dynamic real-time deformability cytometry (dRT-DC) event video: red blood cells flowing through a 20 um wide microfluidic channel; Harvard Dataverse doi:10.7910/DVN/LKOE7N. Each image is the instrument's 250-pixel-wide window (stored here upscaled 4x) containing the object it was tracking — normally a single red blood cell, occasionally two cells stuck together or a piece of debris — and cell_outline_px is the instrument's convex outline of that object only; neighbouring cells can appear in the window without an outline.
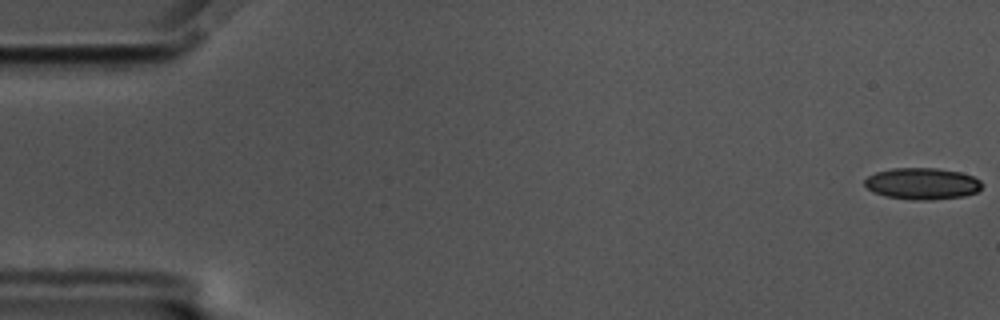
{"species": "common noctule bat (a hibernating species)", "species_latin": "Nyctalus noctula", "temperature_condition": "cold", "stored_images_in_passage": 58, "camera_frame_rate_fps": 3000, "um_per_image_px": 0.085, "animal": {"sex": "male", "body_mass_g": 17.5, "forearm_length_mm": 52.3}, "frame": {"image": 1, "passage_image": 1, "time_ms": 0.0, "image_size_px": [1000, 320], "cell_outline_px": [[980, 188], [976, 192], [964, 196], [932, 200], [916, 200], [884, 196], [872, 192], [864, 184], [864, 180], [868, 176], [876, 172], [892, 168], [936, 168], [960, 172], [972, 176], [980, 180]], "centroid_in_image_um": [78.35, 15.61], "position_along_channel_um": 6.6, "area_um2": 21.56}}
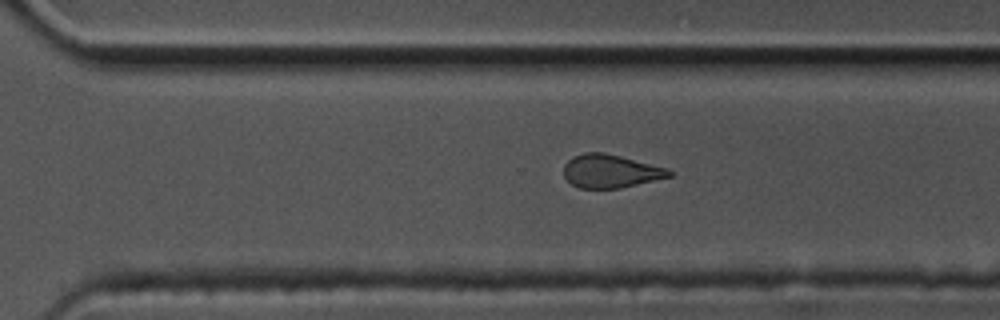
{"frame": {"image": 2, "passage_image": 40, "time_ms": 13.0, "image_size_px": [1000, 320], "cell_outline_px": [[672, 176], [620, 188], [580, 188], [572, 184], [564, 176], [564, 164], [572, 156], [584, 152], [604, 152], [668, 168], [672, 172]], "centroid_in_image_um": [51.88, 14.54], "position_along_channel_um": 318.7, "area_um2": 20.4}}
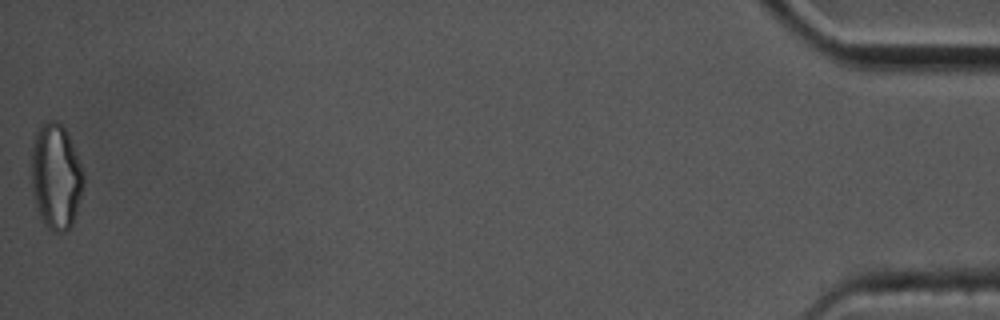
{"frame": {"image": 3, "passage_image": 58, "time_ms": 19.0, "image_size_px": [1000, 320], "cell_outline_px": [[84, 184], [76, 212], [72, 224], [64, 232], [56, 232], [48, 228], [40, 216], [32, 192], [32, 148], [36, 132], [44, 120], [56, 120], [68, 132], [84, 172]], "centroid_in_image_um": [4.76, 14.97], "position_along_channel_um": 430.4, "area_um2": 32.02}, "authors_computed_cell_mechanics": {"area_um2": 22.0507, "velocity_mm_per_s": 3.489, "shape_relaxation_time_tau1_ms": 5.6614, "shape_relaxation_time_tau2_ms": 3.0544, "deformation_change_tau1": 0.1216, "deformation_change_tau2": 0.1082}}